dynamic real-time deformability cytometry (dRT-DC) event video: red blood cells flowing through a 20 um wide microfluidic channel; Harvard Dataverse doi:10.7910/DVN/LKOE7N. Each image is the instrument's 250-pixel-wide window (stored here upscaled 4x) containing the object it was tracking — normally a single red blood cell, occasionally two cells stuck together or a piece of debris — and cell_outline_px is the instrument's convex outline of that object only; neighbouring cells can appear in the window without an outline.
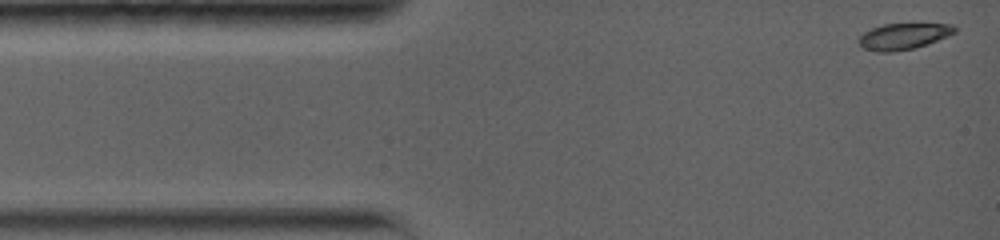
{"species": "common noctule bat (a hibernating species)", "species_latin": "Nyctalus noctula", "temperature_condition": "warm", "stored_images_in_passage": 8, "camera_frame_rate_fps": 5000, "um_per_image_px": 0.085, "animal": {"sex": "female", "body_mass_g": 19.0, "forearm_length_mm": 56.7}, "frame": {"image": 1, "passage_image": 1, "time_ms": 0.0, "image_size_px": [1000, 240], "cell_outline_px": [[956, 32], [948, 36], [912, 48], [892, 52], [876, 52], [864, 48], [856, 40], [864, 32], [872, 28], [884, 24], [952, 24], [956, 28]], "centroid_in_image_um": [76.75, 3.08], "position_along_channel_um": 8.2, "area_um2": 14.39}}
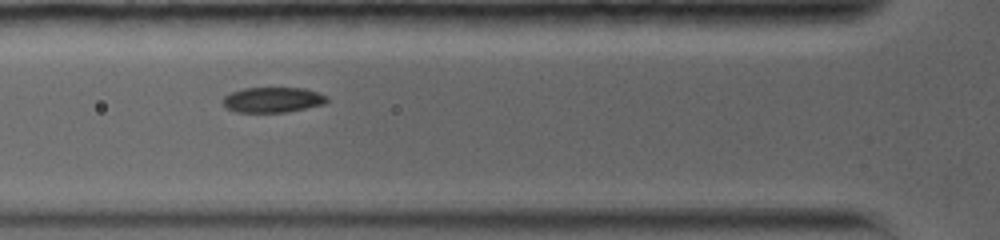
{"frame": {"image": 2, "passage_image": 6, "time_ms": 4.4, "image_size_px": [1000, 240], "cell_outline_px": [[328, 100], [324, 104], [284, 112], [236, 112], [224, 108], [224, 96], [232, 92], [244, 88], [304, 88], [328, 96]], "centroid_in_image_um": [23.16, 8.48], "position_along_channel_um": 102.6, "area_um2": 15.2}}
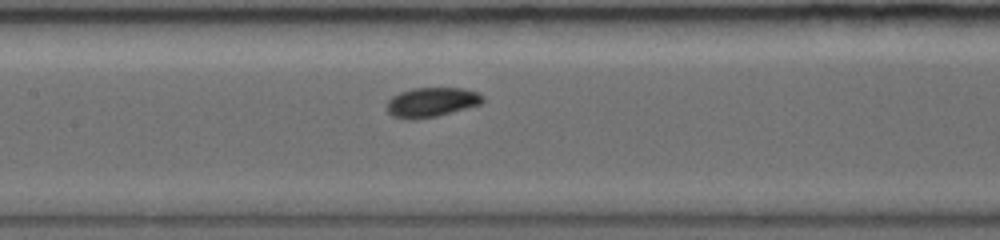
{"frame": {"image": 3, "passage_image": 8, "time_ms": 6.2, "image_size_px": [1000, 240], "cell_outline_px": [[484, 100], [480, 104], [436, 116], [416, 120], [408, 120], [392, 116], [384, 108], [388, 100], [392, 96], [400, 92], [412, 88], [464, 88], [476, 92], [484, 96]], "centroid_in_image_um": [36.62, 8.69], "position_along_channel_um": 170.8, "area_um2": 16.65}}